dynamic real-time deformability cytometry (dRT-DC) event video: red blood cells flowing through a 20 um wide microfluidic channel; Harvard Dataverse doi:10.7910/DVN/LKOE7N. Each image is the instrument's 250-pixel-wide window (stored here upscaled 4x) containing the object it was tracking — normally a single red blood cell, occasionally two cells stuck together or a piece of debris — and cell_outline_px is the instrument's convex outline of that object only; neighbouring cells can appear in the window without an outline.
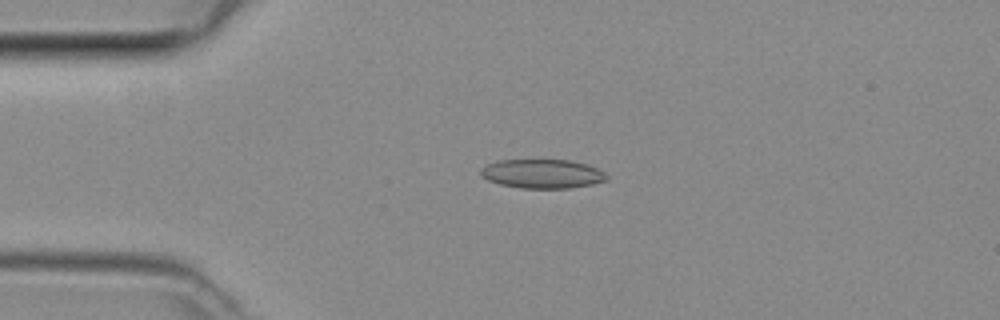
{"species": "common noctule bat (a hibernating species)", "species_latin": "Nyctalus noctula", "temperature_condition": "room temperature", "stored_images_in_passage": 46, "camera_frame_rate_fps": 3000, "um_per_image_px": 0.085, "animal": {"sex": "female", "body_mass_g": 29.2, "forearm_length_mm": 56.3}, "frame": {"image": 1, "passage_image": 10, "time_ms": 3.0, "image_size_px": [1000, 320], "cell_outline_px": [[608, 180], [592, 184], [568, 188], [520, 188], [500, 184], [488, 180], [480, 176], [480, 168], [488, 164], [500, 160], [568, 160], [588, 164], [604, 172], [608, 176]], "centroid_in_image_um": [46.09, 14.77], "position_along_channel_um": 38.9, "area_um2": 21.33}}
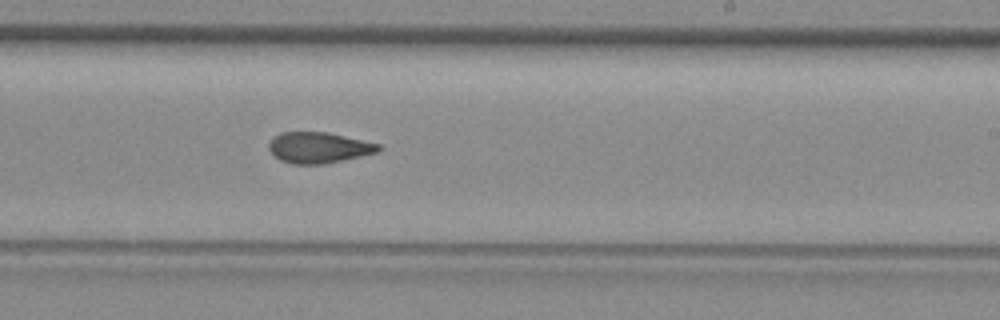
{"frame": {"image": 2, "passage_image": 27, "time_ms": 8.667, "image_size_px": [1000, 320], "cell_outline_px": [[380, 148], [376, 152], [360, 156], [324, 164], [292, 164], [280, 160], [268, 148], [268, 144], [280, 132], [328, 132], [380, 144]], "centroid_in_image_um": [27.07, 12.54], "position_along_channel_um": 261.9, "area_um2": 19.48}}
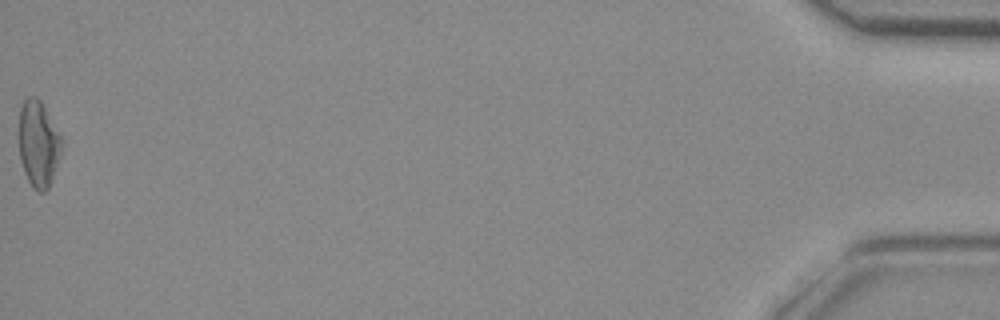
{"frame": {"image": 3, "passage_image": 46, "time_ms": 15.0, "image_size_px": [1000, 320], "cell_outline_px": [[60, 152], [48, 188], [44, 192], [36, 192], [32, 188], [24, 172], [20, 160], [20, 108], [24, 100], [28, 96], [36, 96], [40, 100], [60, 136]], "centroid_in_image_um": [3.23, 12.24], "position_along_channel_um": 432.0, "area_um2": 20.75}}